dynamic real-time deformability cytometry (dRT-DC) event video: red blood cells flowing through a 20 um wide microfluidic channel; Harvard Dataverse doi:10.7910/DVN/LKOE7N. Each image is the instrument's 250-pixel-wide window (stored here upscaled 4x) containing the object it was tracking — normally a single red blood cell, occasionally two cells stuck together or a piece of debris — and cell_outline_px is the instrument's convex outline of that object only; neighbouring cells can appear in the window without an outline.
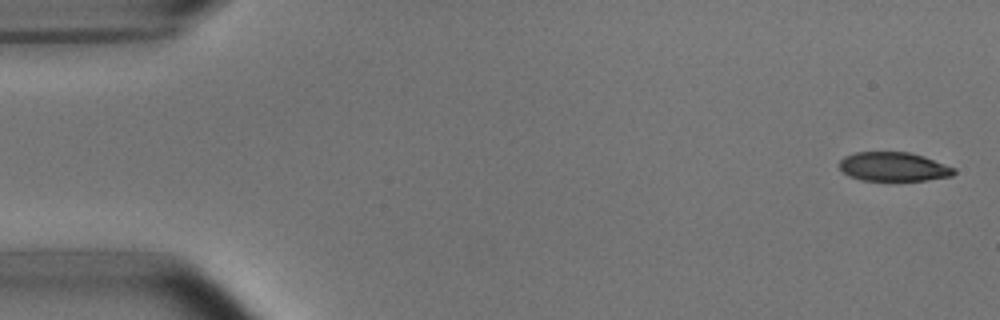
{"species": "common noctule bat (a hibernating species)", "species_latin": "Nyctalus noctula", "temperature_condition": "room temperature", "stored_images_in_passage": 8, "camera_frame_rate_fps": 3000, "um_per_image_px": 0.085, "animal": {"sex": "male", "body_mass_g": 15.6}, "frame": {"image": 1, "passage_image": 1, "time_ms": 0.0, "image_size_px": [1000, 320], "cell_outline_px": [[956, 172], [952, 176], [924, 180], [860, 180], [848, 176], [840, 168], [840, 160], [844, 156], [856, 152], [908, 152], [924, 156], [956, 168]], "centroid_in_image_um": [75.95, 14.17], "position_along_channel_um": 9.0, "area_um2": 19.36}}
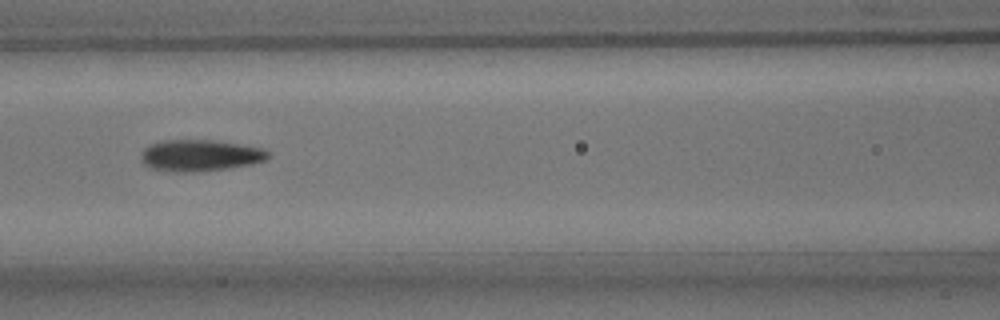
{"frame": {"image": 2, "passage_image": 7, "time_ms": 2.0, "image_size_px": [1000, 320], "cell_outline_px": [[268, 156], [264, 160], [252, 164], [228, 168], [192, 172], [172, 172], [152, 168], [144, 164], [140, 156], [144, 148], [148, 144], [160, 140], [212, 140], [264, 148], [268, 152]], "centroid_in_image_um": [16.96, 13.21], "position_along_channel_um": 149.6, "area_um2": 23.29}}
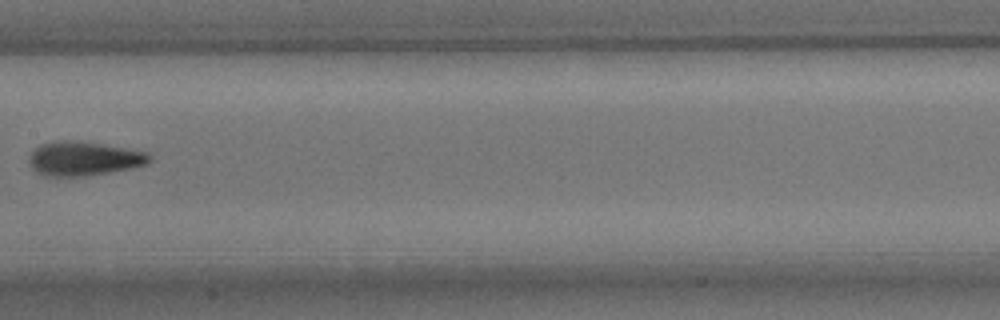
{"frame": {"image": 3, "passage_image": 8, "time_ms": 2.333, "image_size_px": [1000, 320], "cell_outline_px": [[152, 160], [148, 164], [132, 168], [84, 176], [48, 176], [36, 172], [32, 168], [28, 160], [28, 156], [40, 144], [56, 140], [72, 140], [104, 144], [148, 152], [152, 156]], "centroid_in_image_um": [7.13, 13.47], "position_along_channel_um": 200.3, "area_um2": 24.1}}